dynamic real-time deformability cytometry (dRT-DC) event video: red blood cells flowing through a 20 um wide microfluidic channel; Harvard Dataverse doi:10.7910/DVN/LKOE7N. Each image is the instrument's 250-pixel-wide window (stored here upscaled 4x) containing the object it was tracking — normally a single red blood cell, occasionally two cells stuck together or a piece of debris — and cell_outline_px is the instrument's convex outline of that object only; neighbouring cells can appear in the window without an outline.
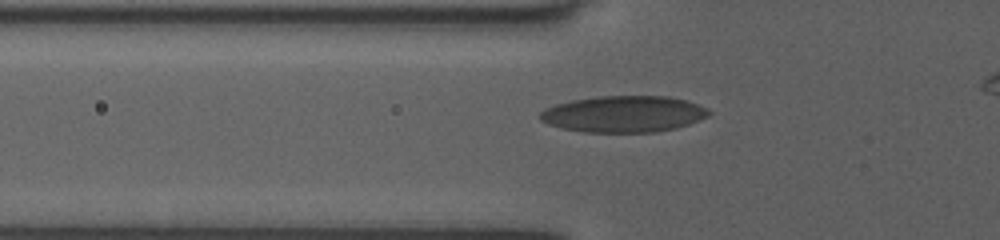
{"species": "human", "species_latin": "Homo sapiens", "temperature_condition": "room temperature", "stored_images_in_passage": 37, "camera_frame_rate_fps": 3000, "um_per_image_px": 0.085, "donor": {"sex": "female"}, "frame": {"image": 1, "passage_image": 7, "time_ms": 2.0, "image_size_px": [1000, 240], "cell_outline_px": [[712, 112], [708, 116], [688, 124], [676, 128], [656, 132], [584, 132], [560, 128], [548, 124], [540, 120], [540, 112], [544, 108], [556, 104], [572, 100], [600, 96], [668, 96], [684, 100], [708, 108]], "centroid_in_image_um": [52.99, 9.69], "position_along_channel_um": 72.8, "area_um2": 35.84}}
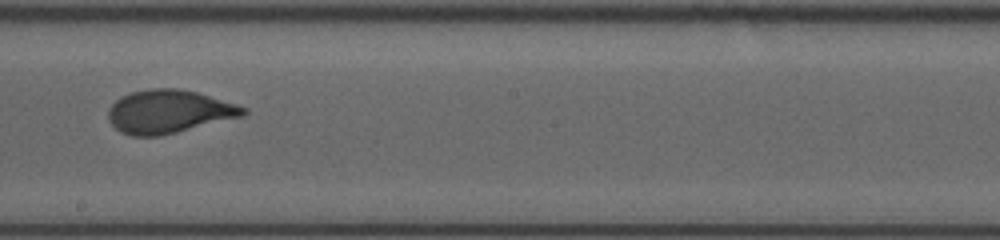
{"frame": {"image": 2, "passage_image": 19, "time_ms": 6.0, "image_size_px": [1000, 240], "cell_outline_px": [[248, 112], [244, 116], [176, 132], [156, 136], [132, 136], [120, 132], [108, 120], [108, 108], [120, 96], [132, 92], [152, 88], [180, 88], [196, 92], [236, 104], [248, 108]], "centroid_in_image_um": [14.34, 9.48], "position_along_channel_um": 233.9, "area_um2": 33.99}}
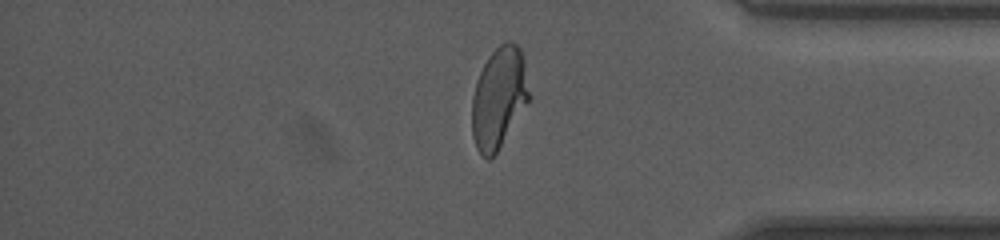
{"frame": {"image": 3, "passage_image": 32, "time_ms": 10.333, "image_size_px": [1000, 240], "cell_outline_px": [[532, 96], [492, 160], [488, 160], [480, 156], [476, 148], [472, 136], [472, 96], [476, 80], [488, 56], [500, 44], [508, 40], [516, 44], [520, 48], [524, 56]], "centroid_in_image_um": [42.42, 8.32], "position_along_channel_um": 392.8, "area_um2": 34.39}}